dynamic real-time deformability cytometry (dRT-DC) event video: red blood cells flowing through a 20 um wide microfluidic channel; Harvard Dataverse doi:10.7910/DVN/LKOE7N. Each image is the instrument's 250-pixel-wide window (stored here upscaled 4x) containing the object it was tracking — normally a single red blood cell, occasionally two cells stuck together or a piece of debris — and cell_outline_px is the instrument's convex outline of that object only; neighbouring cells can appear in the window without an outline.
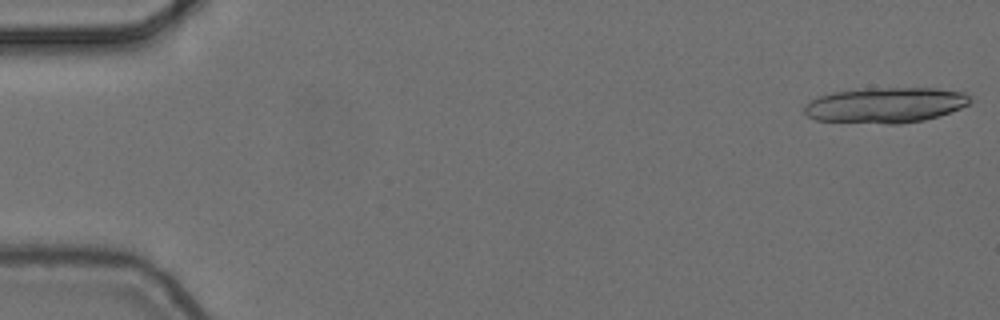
{"species": "common noctule bat (a hibernating species)", "species_latin": "Nyctalus noctula", "temperature_condition": "cold", "stored_images_in_passage": 7, "camera_frame_rate_fps": 3000, "um_per_image_px": 0.085, "animal": {"sex": "female", "body_mass_g": 24.6, "forearm_length_mm": 56.2}, "frame": {"image": 1, "passage_image": 1, "time_ms": 0.0, "image_size_px": [1000, 320], "cell_outline_px": [[972, 100], [968, 104], [960, 108], [924, 120], [900, 124], [888, 124], [816, 120], [808, 116], [804, 112], [804, 104], [820, 96], [832, 92], [864, 88], [936, 88], [964, 92]], "centroid_in_image_um": [75.24, 8.93], "position_along_channel_um": 9.8, "area_um2": 34.16}}
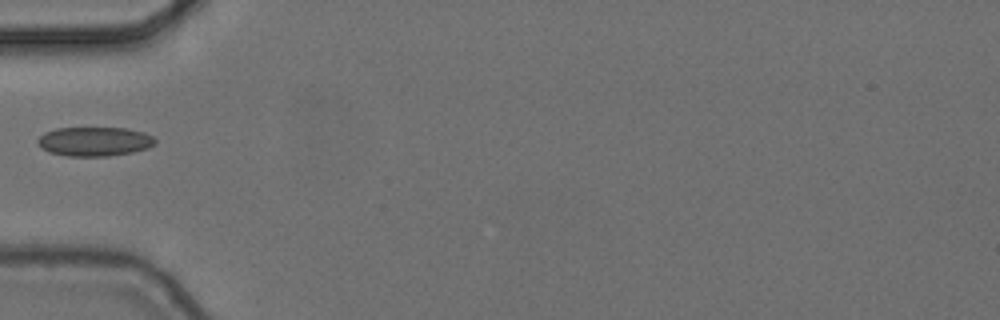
{"frame": {"image": 2, "passage_image": 6, "time_ms": 1.667, "image_size_px": [1000, 320], "cell_outline_px": [[156, 144], [148, 148], [132, 152], [108, 156], [68, 156], [48, 152], [40, 148], [36, 144], [36, 140], [44, 132], [56, 128], [124, 128], [144, 132], [152, 136], [156, 140]], "centroid_in_image_um": [8.0, 12.03], "position_along_channel_um": 77.0, "area_um2": 20.17}}
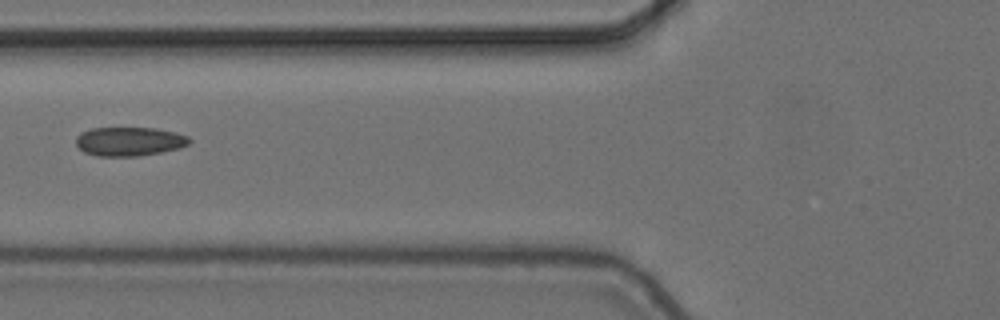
{"frame": {"image": 3, "passage_image": 7, "time_ms": 2.0, "image_size_px": [1000, 320], "cell_outline_px": [[192, 140], [188, 144], [180, 148], [140, 156], [96, 156], [84, 152], [76, 144], [76, 136], [80, 132], [92, 128], [156, 128], [176, 132], [188, 136]], "centroid_in_image_um": [10.99, 12.02], "position_along_channel_um": 114.8, "area_um2": 19.25}}